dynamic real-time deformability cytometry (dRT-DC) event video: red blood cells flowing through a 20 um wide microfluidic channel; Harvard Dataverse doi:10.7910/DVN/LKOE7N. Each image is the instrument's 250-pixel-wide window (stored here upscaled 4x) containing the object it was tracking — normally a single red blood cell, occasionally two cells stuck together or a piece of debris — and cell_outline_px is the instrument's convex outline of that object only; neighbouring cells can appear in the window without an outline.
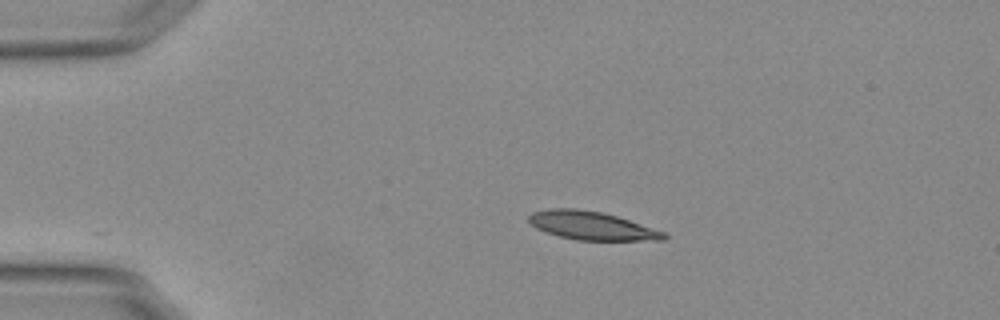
{"species": "Egyptian fruit bat (a non-hibernating species)", "species_latin": "Rousettus aegyptiacus", "temperature_condition": "warm", "stored_images_in_passage": 44, "camera_frame_rate_fps": 3000, "um_per_image_px": 0.085, "animal": {"sex": "female"}, "frame": {"image": 1, "passage_image": 1, "time_ms": 0.0, "image_size_px": [1000, 320], "cell_outline_px": [[668, 236], [664, 240], [576, 240], [560, 236], [536, 228], [528, 220], [528, 216], [532, 212], [548, 208], [576, 208], [600, 212], [616, 216], [664, 232]], "centroid_in_image_um": [50.26, 19.17], "position_along_channel_um": 34.7, "area_um2": 22.02}}
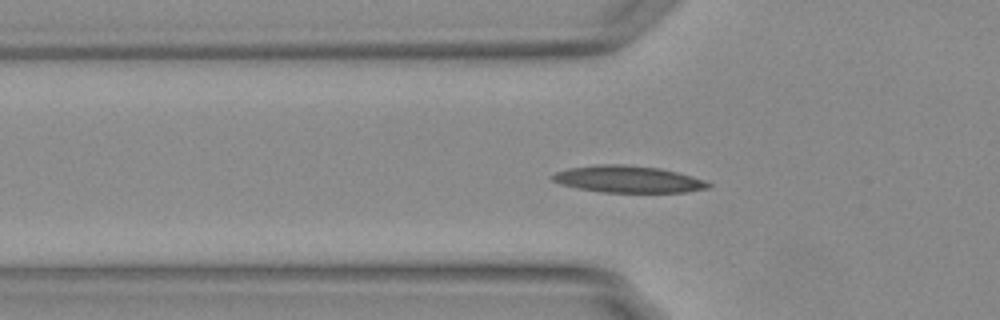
{"frame": {"image": 2, "passage_image": 8, "time_ms": 2.333, "image_size_px": [1000, 320], "cell_outline_px": [[712, 184], [708, 188], [684, 192], [604, 192], [580, 188], [560, 184], [552, 180], [552, 176], [556, 172], [568, 168], [600, 164], [624, 164], [660, 168], [676, 172], [704, 180]], "centroid_in_image_um": [53.38, 15.23], "position_along_channel_um": 72.4, "area_um2": 24.1}}
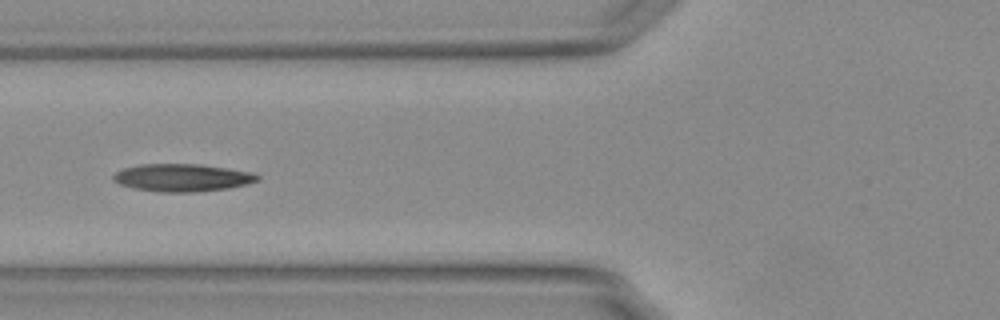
{"frame": {"image": 3, "passage_image": 11, "time_ms": 3.333, "image_size_px": [1000, 320], "cell_outline_px": [[260, 180], [248, 184], [228, 188], [192, 192], [160, 192], [132, 188], [120, 184], [112, 180], [112, 176], [116, 172], [124, 168], [140, 164], [200, 164], [252, 172], [260, 176]], "centroid_in_image_um": [15.49, 15.1], "position_along_channel_um": 110.3, "area_um2": 23.24}, "authors_computed_cell_mechanics": {"area_um2": 22.4264, "velocity_mm_per_s": 3.7718, "shape_relaxation_time_tau1_ms": 6.4986, "shape_relaxation_time_tau2_ms": 2.9955, "deformation_change_tau1": 0.1818, "deformation_change_tau2": 0.1061}}